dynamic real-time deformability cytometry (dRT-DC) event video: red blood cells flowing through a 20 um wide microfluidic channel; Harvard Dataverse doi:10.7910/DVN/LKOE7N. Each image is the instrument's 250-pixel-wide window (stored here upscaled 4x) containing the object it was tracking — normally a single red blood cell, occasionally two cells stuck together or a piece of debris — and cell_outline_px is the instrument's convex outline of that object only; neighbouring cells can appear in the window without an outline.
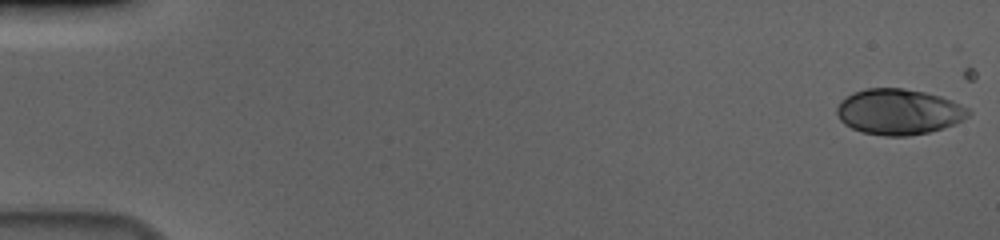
{"species": "human", "species_latin": "Homo sapiens", "temperature_condition": "cold", "stored_images_in_passage": 56, "camera_frame_rate_fps": 3000, "um_per_image_px": 0.085, "donor": {"sex": "male"}, "frame": {"image": 1, "passage_image": 1, "time_ms": 0.0, "image_size_px": [1000, 240], "cell_outline_px": [[972, 112], [964, 120], [928, 132], [908, 136], [884, 136], [860, 132], [844, 124], [840, 120], [836, 112], [836, 108], [840, 100], [852, 92], [868, 88], [904, 88], [924, 92], [940, 96], [952, 100], [968, 108]], "centroid_in_image_um": [76.36, 9.5], "position_along_channel_um": 8.6, "area_um2": 35.14}}
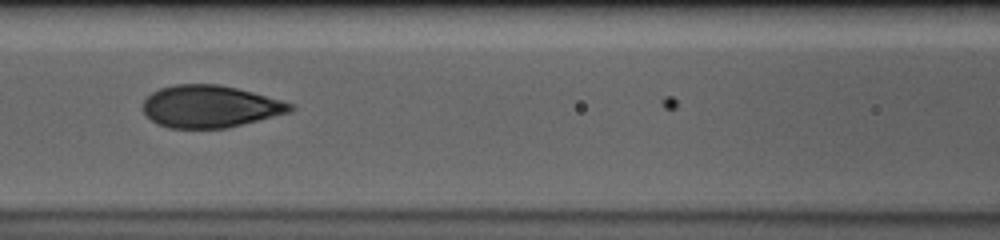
{"frame": {"image": 2, "passage_image": 26, "time_ms": 8.333, "image_size_px": [1000, 240], "cell_outline_px": [[296, 108], [292, 112], [228, 128], [168, 128], [156, 124], [144, 112], [144, 100], [152, 92], [160, 88], [176, 84], [220, 84], [252, 92], [296, 104]], "centroid_in_image_um": [17.9, 9.05], "position_along_channel_um": 148.7, "area_um2": 36.41}}
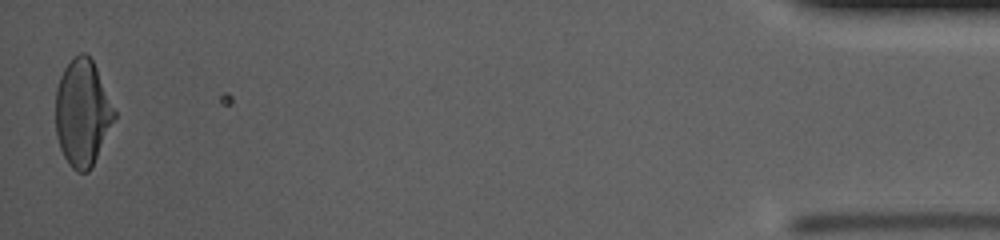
{"frame": {"image": 3, "passage_image": 56, "time_ms": 18.333, "image_size_px": [1000, 240], "cell_outline_px": [[116, 116], [92, 168], [88, 172], [76, 172], [68, 164], [60, 148], [56, 136], [56, 88], [60, 76], [64, 68], [80, 52], [84, 52], [92, 60], [96, 68], [116, 112]], "centroid_in_image_um": [7.0, 9.63], "position_along_channel_um": 428.2, "area_um2": 36.3}, "authors_computed_cell_mechanics": {"area_um2": 36.414, "velocity_mm_per_s": 3.6658, "shape_relaxation_time_tau1_ms": 5.168, "shape_relaxation_time_tau2_ms": null, "deformation_change_tau1": 0.1896, "deformation_change_tau2": null}}